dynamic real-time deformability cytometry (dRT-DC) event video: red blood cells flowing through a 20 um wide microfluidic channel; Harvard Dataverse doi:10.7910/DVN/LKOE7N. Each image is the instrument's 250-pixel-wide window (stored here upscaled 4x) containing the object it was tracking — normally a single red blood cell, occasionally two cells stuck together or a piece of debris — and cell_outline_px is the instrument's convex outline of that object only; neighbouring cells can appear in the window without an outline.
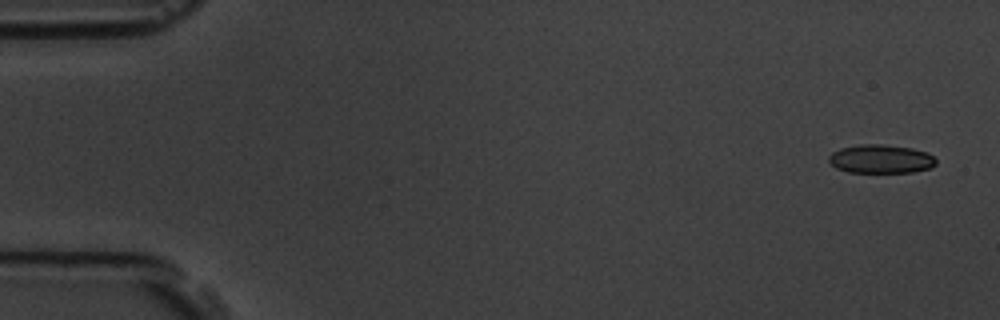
{"species": "common noctule bat (a hibernating species)", "species_latin": "Nyctalus noctula", "temperature_condition": "room temperature", "stored_images_in_passage": 6, "segment_of_instrument_passage": [2, 2], "camera_frame_rate_fps": 3000, "um_per_image_px": 0.085, "animal": {"sex": "male", "body_mass_g": 19.5, "forearm_length_mm": 54.6}, "frame": {"image": 1, "passage_image": 6, "time_ms": 6.667, "image_size_px": [1000, 320], "cell_outline_px": [[936, 164], [932, 168], [912, 172], [848, 172], [836, 168], [828, 160], [828, 156], [832, 152], [840, 148], [860, 144], [880, 144], [912, 148], [928, 152], [936, 160]], "centroid_in_image_um": [74.87, 13.51], "position_along_channel_um": 10.1, "area_um2": 17.98}}